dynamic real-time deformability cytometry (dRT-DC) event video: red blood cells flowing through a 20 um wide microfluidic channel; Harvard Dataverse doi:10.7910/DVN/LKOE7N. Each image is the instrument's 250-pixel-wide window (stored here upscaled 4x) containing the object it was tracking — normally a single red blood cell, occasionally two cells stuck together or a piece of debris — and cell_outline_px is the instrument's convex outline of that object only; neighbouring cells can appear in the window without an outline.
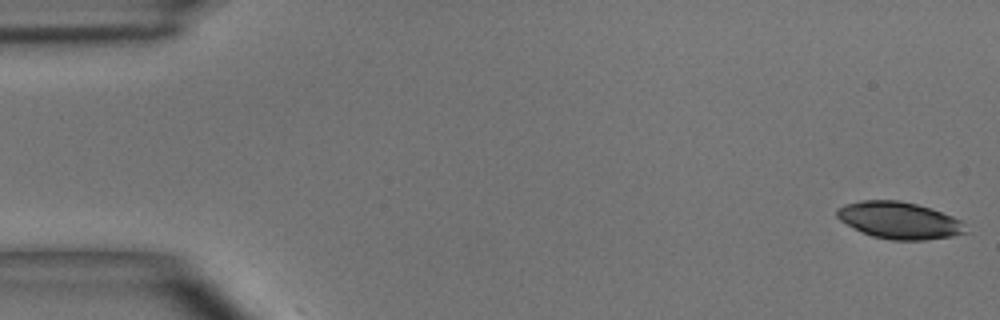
{"species": "common noctule bat (a hibernating species)", "species_latin": "Nyctalus noctula", "temperature_condition": "room temperature", "stored_images_in_passage": 2, "camera_frame_rate_fps": 3000, "um_per_image_px": 0.085, "animal": {"sex": "male", "body_mass_g": 15.6}, "frame": {"image": 1, "passage_image": 1, "time_ms": 0.0, "image_size_px": [1000, 320], "cell_outline_px": [[968, 232], [952, 236], [924, 240], [892, 240], [872, 236], [840, 220], [836, 216], [836, 208], [844, 204], [860, 200], [900, 200], [932, 208], [952, 216], [960, 220]], "centroid_in_image_um": [76.43, 18.72], "position_along_channel_um": 8.6, "area_um2": 27.57}}